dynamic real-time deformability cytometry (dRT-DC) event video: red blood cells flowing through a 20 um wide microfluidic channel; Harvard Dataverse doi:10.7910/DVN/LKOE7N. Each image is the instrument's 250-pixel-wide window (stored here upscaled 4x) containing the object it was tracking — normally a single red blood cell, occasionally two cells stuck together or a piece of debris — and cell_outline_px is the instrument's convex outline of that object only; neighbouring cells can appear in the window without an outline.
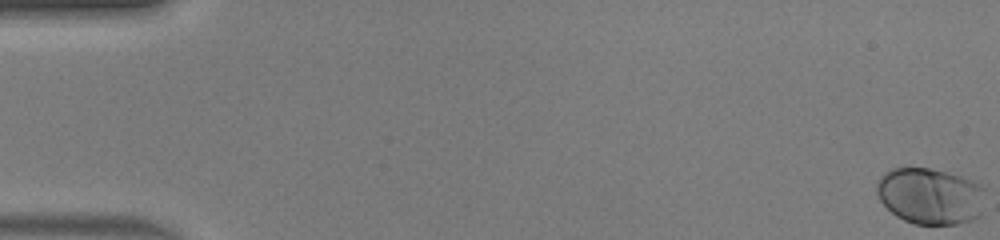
{"species": "human", "species_latin": "Homo sapiens", "temperature_condition": "warm", "stored_images_in_passage": 51, "camera_frame_rate_fps": 3000, "um_per_image_px": 0.085, "donor": {"sex": "male"}, "frame": {"image": 1, "passage_image": 1, "time_ms": 0.0, "image_size_px": [1000, 240], "cell_outline_px": [[984, 188], [980, 216], [972, 220], [956, 224], [916, 224], [904, 220], [896, 216], [880, 200], [876, 192], [876, 184], [880, 176], [884, 172], [892, 168], [928, 168], [948, 172], [960, 176], [980, 184]], "centroid_in_image_um": [79.04, 16.66], "position_along_channel_um": 6.0, "area_um2": 35.6}}
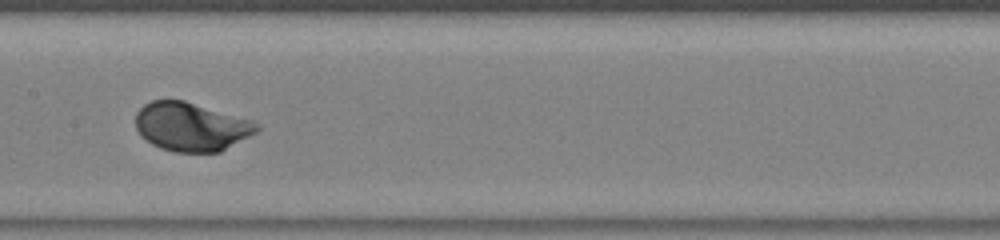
{"frame": {"image": 2, "passage_image": 27, "time_ms": 8.667, "image_size_px": [1000, 240], "cell_outline_px": [[260, 128], [256, 132], [220, 152], [176, 152], [160, 148], [152, 144], [140, 136], [136, 128], [136, 112], [144, 104], [152, 100], [184, 100], [252, 120], [260, 124]], "centroid_in_image_um": [16.23, 10.77], "position_along_channel_um": 191.2, "area_um2": 34.39}}
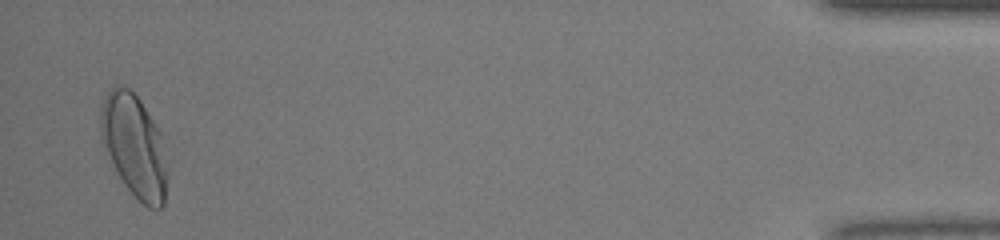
{"frame": {"image": 3, "passage_image": 50, "time_ms": 16.333, "image_size_px": [1000, 240], "cell_outline_px": [[168, 176], [164, 204], [160, 208], [148, 208], [124, 184], [104, 152], [100, 136], [100, 108], [108, 92], [116, 84], [120, 84], [128, 88], [140, 100], [160, 128], [168, 172]], "centroid_in_image_um": [11.41, 12.39], "position_along_channel_um": 423.8, "area_um2": 40.34}, "authors_computed_cell_mechanics": {"area_um2": 33.9864, "velocity_mm_per_s": 4.1275, "shape_relaxation_time_tau1_ms": 1.4789, "shape_relaxation_time_tau2_ms": null, "deformation_change_tau1": 0.1434, "deformation_change_tau2": null}}